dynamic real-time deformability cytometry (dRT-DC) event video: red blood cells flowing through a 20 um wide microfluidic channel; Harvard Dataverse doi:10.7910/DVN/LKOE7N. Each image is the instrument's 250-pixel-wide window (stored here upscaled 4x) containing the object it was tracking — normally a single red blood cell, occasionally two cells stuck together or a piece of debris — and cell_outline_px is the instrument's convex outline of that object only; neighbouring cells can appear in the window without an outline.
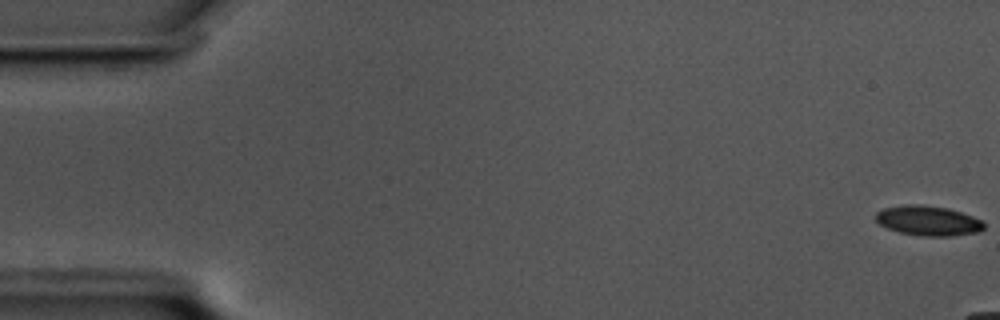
{"species": "common noctule bat (a hibernating species)", "species_latin": "Nyctalus noctula", "temperature_condition": "cold", "stored_images_in_passage": 10, "camera_frame_rate_fps": 3000, "um_per_image_px": 0.085, "animal": {"sex": "male", "body_mass_g": 17.5, "forearm_length_mm": 52.3}, "frame": {"image": 1, "passage_image": 1, "time_ms": 0.0, "image_size_px": [1000, 320], "cell_outline_px": [[984, 228], [980, 232], [952, 236], [924, 236], [900, 232], [888, 228], [880, 224], [876, 220], [876, 212], [884, 208], [904, 204], [920, 204], [948, 208], [972, 216], [980, 220], [984, 224]], "centroid_in_image_um": [78.89, 18.75], "position_along_channel_um": 6.1, "area_um2": 18.79}}